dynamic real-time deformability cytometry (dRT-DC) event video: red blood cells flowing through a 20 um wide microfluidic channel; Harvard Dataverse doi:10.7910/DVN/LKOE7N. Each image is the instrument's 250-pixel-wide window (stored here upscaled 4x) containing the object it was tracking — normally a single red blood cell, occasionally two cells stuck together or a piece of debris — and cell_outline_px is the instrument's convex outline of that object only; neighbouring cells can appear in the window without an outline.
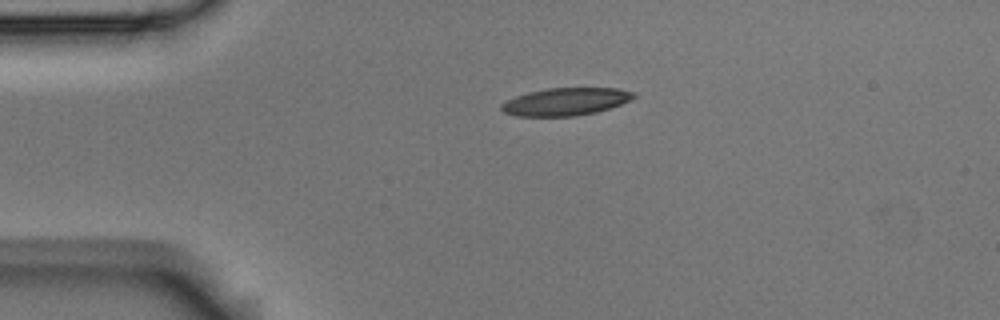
{"species": "Egyptian fruit bat (a non-hibernating species)", "species_latin": "Rousettus aegyptiacus", "temperature_condition": "room temperature", "stored_images_in_passage": 2, "camera_frame_rate_fps": 3000, "um_per_image_px": 0.085, "animal": {"sex": "male"}, "frame": {"image": 1, "passage_image": 1, "time_ms": 0.0, "image_size_px": [1000, 320], "cell_outline_px": [[636, 96], [620, 104], [596, 112], [576, 116], [516, 116], [504, 112], [500, 108], [500, 104], [516, 96], [528, 92], [548, 88], [620, 88], [636, 92]], "centroid_in_image_um": [48.08, 8.63], "position_along_channel_um": 36.9, "area_um2": 21.21}}